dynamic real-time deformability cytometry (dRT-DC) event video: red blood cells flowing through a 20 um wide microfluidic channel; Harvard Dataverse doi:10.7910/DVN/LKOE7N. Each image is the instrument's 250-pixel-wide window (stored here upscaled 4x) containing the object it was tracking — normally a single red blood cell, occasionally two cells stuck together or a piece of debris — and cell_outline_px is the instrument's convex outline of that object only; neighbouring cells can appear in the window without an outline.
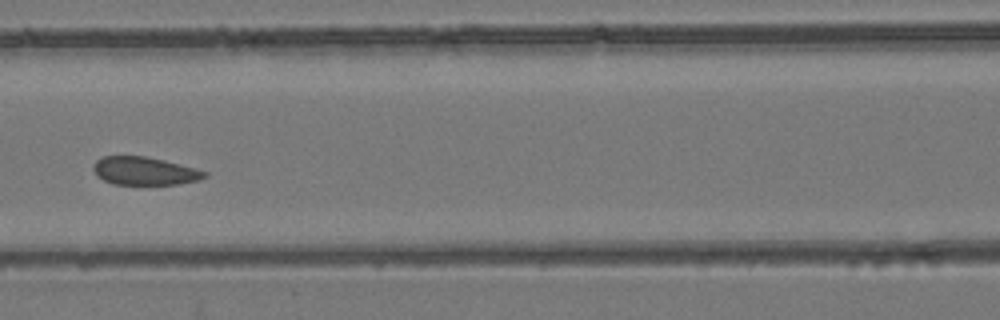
{"species": "common noctule bat (a hibernating species)", "species_latin": "Nyctalus noctula", "temperature_condition": "room temperature", "stored_images_in_passage": 6, "camera_frame_rate_fps": 3000, "um_per_image_px": 0.085, "animal": {"sex": "female", "body_mass_g": 24.6, "forearm_length_mm": 56.2}, "frame": {"image": 1, "passage_image": 5, "time_ms": 1.333, "image_size_px": [1000, 320], "cell_outline_px": [[208, 176], [200, 180], [176, 184], [140, 188], [112, 184], [96, 176], [92, 168], [96, 160], [104, 156], [144, 156], [164, 160], [196, 168], [208, 172]], "centroid_in_image_um": [12.28, 14.59], "position_along_channel_um": 154.3, "area_um2": 19.19}}
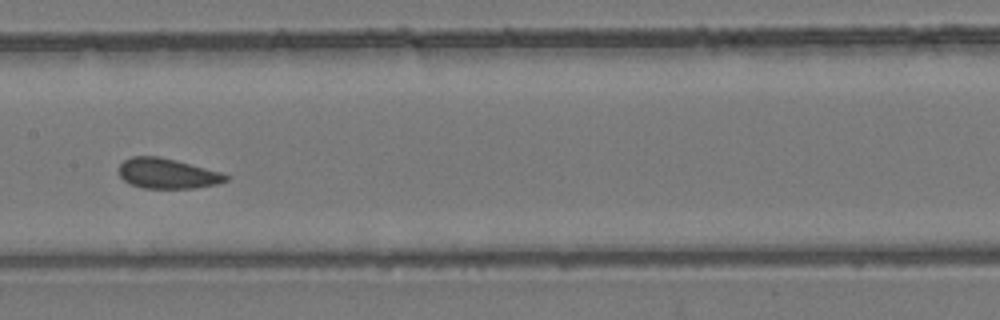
{"frame": {"image": 2, "passage_image": 6, "time_ms": 1.667, "image_size_px": [1000, 320], "cell_outline_px": [[228, 180], [216, 184], [196, 188], [144, 188], [132, 184], [124, 180], [120, 176], [120, 164], [124, 160], [132, 156], [156, 156], [176, 160], [220, 172], [228, 176]], "centroid_in_image_um": [14.22, 14.75], "position_along_channel_um": 193.2, "area_um2": 18.55}}